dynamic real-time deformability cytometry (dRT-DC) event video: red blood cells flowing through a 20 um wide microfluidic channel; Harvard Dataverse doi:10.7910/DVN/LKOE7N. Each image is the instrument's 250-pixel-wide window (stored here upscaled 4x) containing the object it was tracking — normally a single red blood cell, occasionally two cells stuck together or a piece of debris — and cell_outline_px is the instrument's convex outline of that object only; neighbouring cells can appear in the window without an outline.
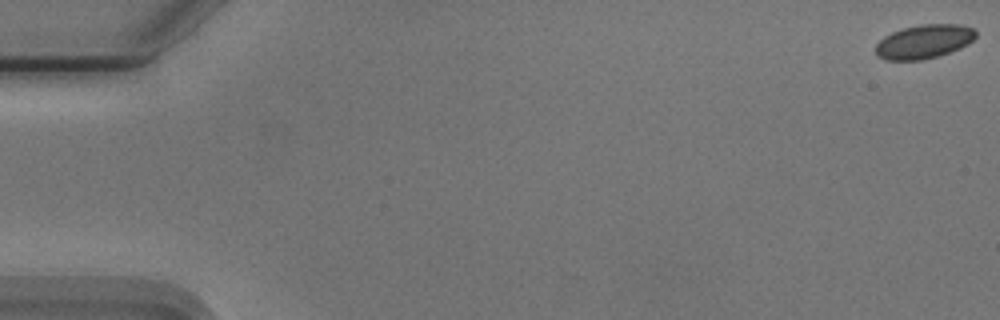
{"species": "Egyptian fruit bat (a non-hibernating species)", "species_latin": "Rousettus aegyptiacus", "temperature_condition": "cold", "stored_images_in_passage": 56, "camera_frame_rate_fps": 3000, "um_per_image_px": 0.085, "animal": {"sex": "male"}, "frame": {"image": 1, "passage_image": 1, "time_ms": 0.0, "image_size_px": [1000, 320], "cell_outline_px": [[976, 36], [968, 44], [960, 48], [924, 60], [888, 60], [880, 56], [876, 52], [876, 44], [884, 36], [892, 32], [904, 28], [920, 24], [960, 24], [972, 28], [976, 32]], "centroid_in_image_um": [78.55, 3.52], "position_along_channel_um": 6.5, "area_um2": 19.59}}
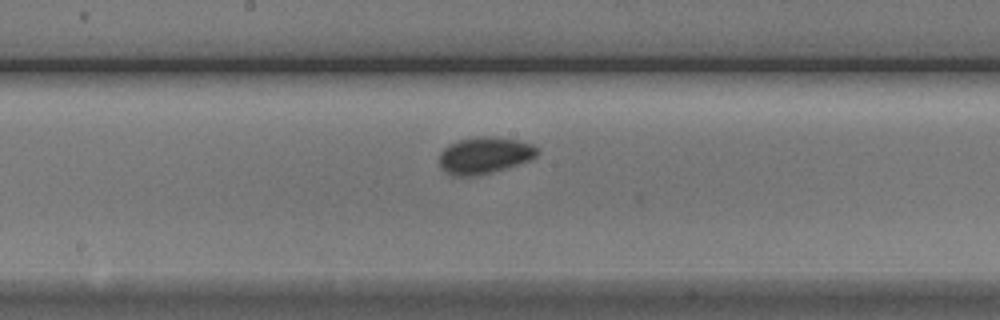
{"frame": {"image": 2, "passage_image": 30, "time_ms": 9.667, "image_size_px": [1000, 320], "cell_outline_px": [[540, 152], [536, 156], [528, 160], [492, 172], [472, 176], [452, 176], [444, 172], [440, 168], [440, 152], [448, 144], [456, 140], [476, 136], [496, 136], [516, 140], [532, 144], [540, 148]], "centroid_in_image_um": [41.15, 13.19], "position_along_channel_um": 207.0, "area_um2": 21.15}}
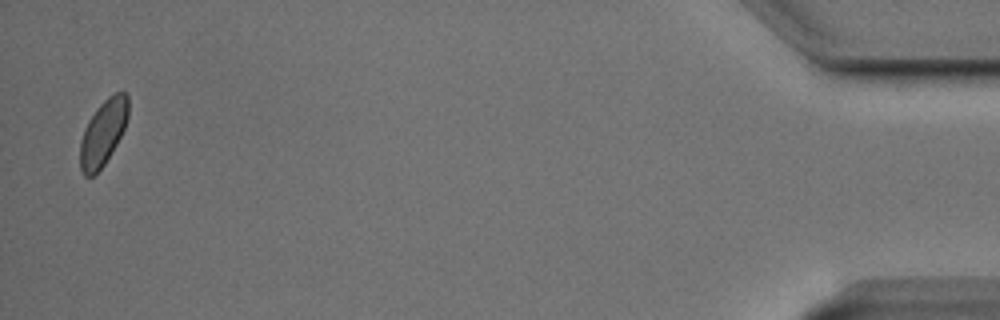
{"frame": {"image": 3, "passage_image": 55, "time_ms": 18.0, "image_size_px": [1000, 320], "cell_outline_px": [[128, 116], [124, 128], [116, 144], [104, 164], [92, 176], [84, 176], [80, 168], [80, 140], [84, 128], [88, 120], [96, 108], [108, 96], [116, 92], [128, 92]], "centroid_in_image_um": [8.75, 11.25], "position_along_channel_um": 426.4, "area_um2": 18.32}, "authors_computed_cell_mechanics": {"area_um2": 19.5653, "velocity_mm_per_s": 3.7144, "shape_relaxation_time_tau1_ms": 2.6935, "shape_relaxation_time_tau2_ms": 2.5704, "deformation_change_tau1": 0.0422, "deformation_change_tau2": 0.0435}}